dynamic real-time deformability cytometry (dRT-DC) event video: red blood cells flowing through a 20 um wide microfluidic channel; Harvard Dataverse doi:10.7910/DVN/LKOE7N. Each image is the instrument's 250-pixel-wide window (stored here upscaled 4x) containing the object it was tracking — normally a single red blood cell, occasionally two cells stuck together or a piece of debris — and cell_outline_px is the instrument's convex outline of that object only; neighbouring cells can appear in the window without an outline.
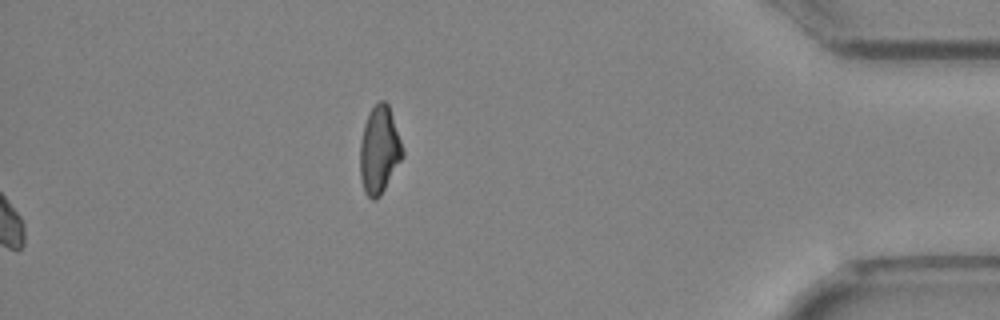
{"species": "Egyptian fruit bat (a non-hibernating species)", "species_latin": "Rousettus aegyptiacus", "temperature_condition": "cold", "stored_images_in_passage": 36, "camera_frame_rate_fps": 3000, "um_per_image_px": 0.085, "animal": {"sex": "female"}, "frame": {"image": 1, "passage_image": 36, "time_ms": 11.667, "image_size_px": [1000, 320], "cell_outline_px": [[404, 156], [380, 196], [376, 200], [372, 200], [364, 192], [360, 180], [360, 144], [364, 124], [368, 112], [380, 100], [384, 100], [388, 104], [404, 152]], "centroid_in_image_um": [32.22, 12.78], "position_along_channel_um": 403.0, "area_um2": 21.62}}